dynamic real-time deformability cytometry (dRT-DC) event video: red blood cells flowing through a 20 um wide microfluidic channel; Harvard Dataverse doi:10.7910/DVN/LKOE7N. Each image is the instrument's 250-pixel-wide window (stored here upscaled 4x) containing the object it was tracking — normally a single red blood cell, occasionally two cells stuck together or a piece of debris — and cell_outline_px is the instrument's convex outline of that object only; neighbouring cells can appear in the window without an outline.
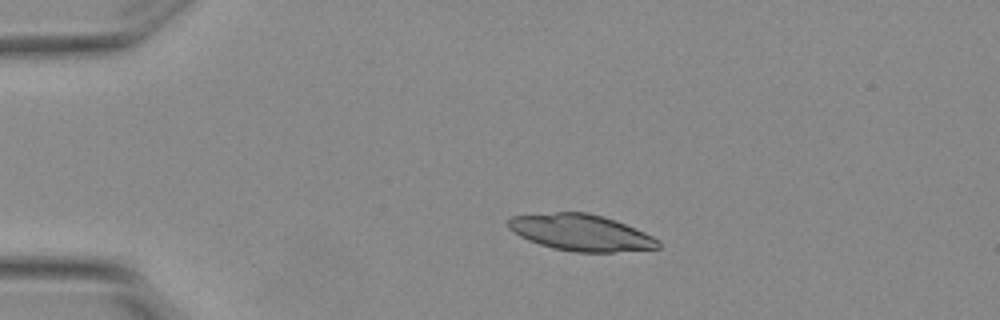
{"species": "Egyptian fruit bat (a non-hibernating species)", "species_latin": "Rousettus aegyptiacus", "temperature_condition": "warm", "stored_images_in_passage": 5, "camera_frame_rate_fps": 3000, "um_per_image_px": 0.085, "animal": {"sex": "female"}, "frame": {"image": 1, "passage_image": 2, "time_ms": 0.333, "image_size_px": [1000, 320], "cell_outline_px": [[660, 248], [612, 252], [576, 252], [552, 248], [528, 240], [512, 232], [508, 228], [508, 220], [512, 216], [556, 212], [588, 212], [604, 216], [644, 232], [660, 240]], "centroid_in_image_um": [49.37, 19.77], "position_along_channel_um": 35.6, "area_um2": 31.73}}